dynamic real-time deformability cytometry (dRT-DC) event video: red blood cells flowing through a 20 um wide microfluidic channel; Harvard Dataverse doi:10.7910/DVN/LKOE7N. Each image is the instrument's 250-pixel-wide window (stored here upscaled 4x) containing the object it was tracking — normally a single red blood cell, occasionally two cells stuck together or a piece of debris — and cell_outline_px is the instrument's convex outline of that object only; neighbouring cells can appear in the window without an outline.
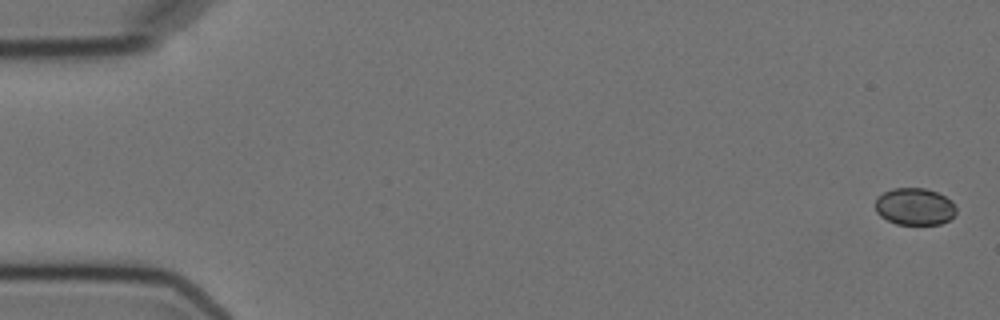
{"species": "Egyptian fruit bat (a non-hibernating species)", "species_latin": "Rousettus aegyptiacus", "temperature_condition": "cold", "stored_images_in_passage": 5, "camera_frame_rate_fps": 3000, "um_per_image_px": 0.085, "animal": {"sex": "female"}, "frame": {"image": 1, "passage_image": 1, "time_ms": 0.0, "image_size_px": [1000, 320], "cell_outline_px": [[956, 212], [948, 220], [940, 224], [896, 224], [880, 216], [876, 212], [876, 196], [892, 188], [924, 188], [936, 192], [952, 200], [956, 208]], "centroid_in_image_um": [77.73, 17.55], "position_along_channel_um": 7.3, "area_um2": 17.46}}
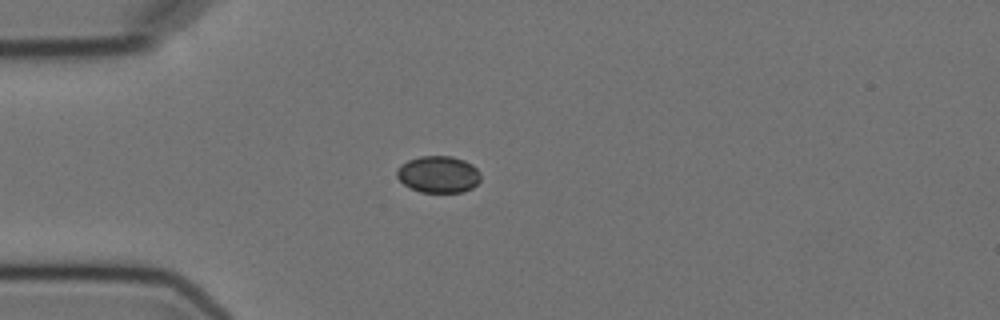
{"frame": {"image": 2, "passage_image": 5, "time_ms": 4.667, "image_size_px": [1000, 320], "cell_outline_px": [[480, 180], [472, 188], [464, 192], [420, 192], [404, 184], [396, 176], [396, 172], [400, 164], [408, 160], [420, 156], [452, 156], [464, 160], [472, 164], [480, 172]], "centroid_in_image_um": [37.27, 14.81], "position_along_channel_um": 47.7, "area_um2": 18.03}}